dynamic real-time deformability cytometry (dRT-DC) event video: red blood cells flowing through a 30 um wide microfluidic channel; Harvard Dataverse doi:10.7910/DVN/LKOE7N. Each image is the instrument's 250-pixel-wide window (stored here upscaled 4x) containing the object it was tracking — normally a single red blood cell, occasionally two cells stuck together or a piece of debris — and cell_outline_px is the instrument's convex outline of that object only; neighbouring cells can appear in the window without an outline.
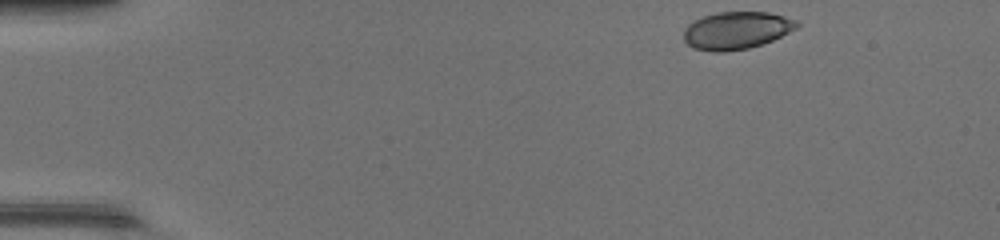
{"species": "common noctule bat (a hibernating species)", "species_latin": "Nyctalus noctula", "temperature_condition": "warm", "stored_images_in_passage": 43, "camera_frame_rate_fps": 3000, "um_per_image_px": 0.085, "animal": {"sex": "female", "body_mass_g": 17.0, "forearm_length_mm": 48.0}, "frame": {"image": 1, "passage_image": 1, "time_ms": 0.0, "image_size_px": [1000, 240], "cell_outline_px": [[800, 24], [796, 28], [772, 40], [748, 48], [724, 52], [712, 52], [692, 48], [684, 40], [684, 28], [692, 20], [716, 12], [768, 12], [784, 16], [796, 20]], "centroid_in_image_um": [62.56, 2.58], "position_along_channel_um": 22.4, "area_um2": 24.74}}
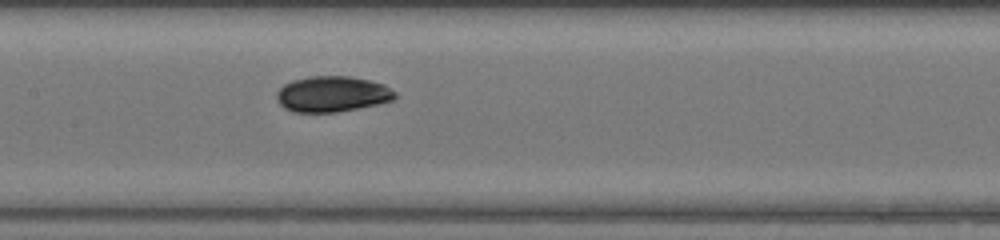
{"frame": {"image": 2, "passage_image": 19, "time_ms": 6.0, "image_size_px": [1000, 240], "cell_outline_px": [[396, 96], [392, 100], [380, 104], [336, 112], [292, 112], [284, 108], [276, 100], [276, 92], [284, 84], [292, 80], [312, 76], [348, 76], [368, 80], [384, 84], [396, 92]], "centroid_in_image_um": [28.22, 8.0], "position_along_channel_um": 179.2, "area_um2": 24.74}}
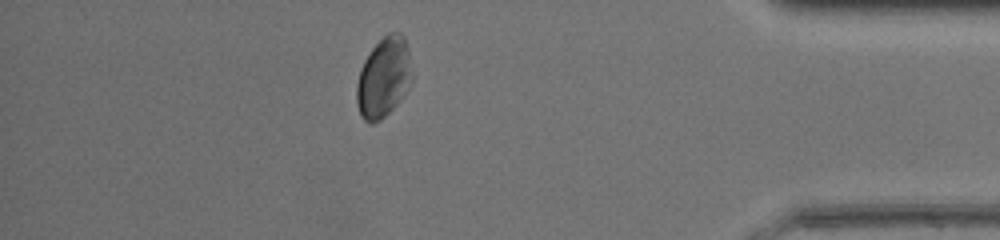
{"frame": {"image": 3, "passage_image": 37, "time_ms": 12.0, "image_size_px": [1000, 240], "cell_outline_px": [[412, 80], [408, 88], [400, 100], [380, 120], [372, 124], [368, 124], [360, 116], [356, 100], [356, 84], [360, 68], [364, 60], [372, 48], [388, 32], [400, 32], [404, 36], [408, 48], [412, 76]], "centroid_in_image_um": [32.59, 6.59], "position_along_channel_um": 402.6, "area_um2": 25.89}, "authors_computed_cell_mechanics": {"area_um2": 24.565, "velocity_mm_per_s": 4.3386, "shape_relaxation_time_tau1_ms": 2.7199, "shape_relaxation_time_tau2_ms": 3.0283, "deformation_change_tau1": 0.1135, "deformation_change_tau2": 0.0682}}